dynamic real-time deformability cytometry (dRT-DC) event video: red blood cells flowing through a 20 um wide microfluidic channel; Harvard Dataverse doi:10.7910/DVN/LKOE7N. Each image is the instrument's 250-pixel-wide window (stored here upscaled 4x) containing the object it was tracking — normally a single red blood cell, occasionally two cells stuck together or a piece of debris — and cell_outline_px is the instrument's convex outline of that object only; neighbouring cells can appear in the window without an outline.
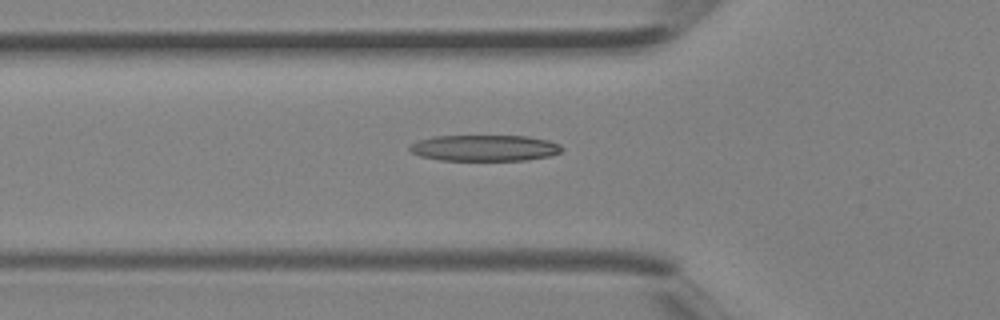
{"species": "Egyptian fruit bat (a non-hibernating species)", "species_latin": "Rousettus aegyptiacus", "temperature_condition": "room temperature", "stored_images_in_passage": 3, "camera_frame_rate_fps": 3000, "um_per_image_px": 0.085, "animal": {"sex": "female"}, "frame": {"image": 1, "passage_image": 3, "time_ms": 0.667, "image_size_px": [1000, 320], "cell_outline_px": [[564, 148], [560, 152], [548, 156], [528, 160], [440, 160], [420, 156], [412, 152], [408, 148], [416, 140], [432, 136], [528, 136], [548, 140], [560, 144]], "centroid_in_image_um": [41.18, 12.57], "position_along_channel_um": 84.6, "area_um2": 23.24}}